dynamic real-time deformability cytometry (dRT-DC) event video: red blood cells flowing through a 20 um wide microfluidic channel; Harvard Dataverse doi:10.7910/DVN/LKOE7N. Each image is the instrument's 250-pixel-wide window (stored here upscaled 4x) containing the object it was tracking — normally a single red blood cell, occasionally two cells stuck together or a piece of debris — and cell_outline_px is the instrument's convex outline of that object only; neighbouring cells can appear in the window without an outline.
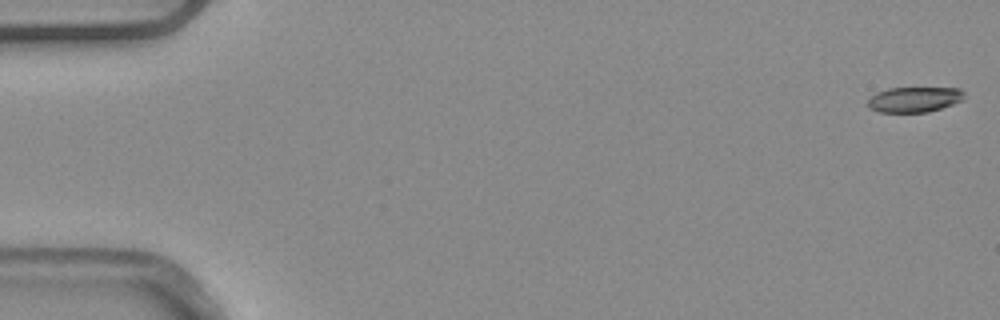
{"species": "common noctule bat (a hibernating species)", "species_latin": "Nyctalus noctula", "temperature_condition": "warm", "stored_images_in_passage": 4, "camera_frame_rate_fps": 3000, "um_per_image_px": 0.085, "animal": {"sex": "male", "body_mass_g": 20.4}, "frame": {"image": 1, "passage_image": 1, "time_ms": 0.0, "image_size_px": [1000, 320], "cell_outline_px": [[964, 100], [928, 112], [880, 112], [868, 108], [868, 100], [876, 92], [888, 88], [960, 88], [964, 92]], "centroid_in_image_um": [77.71, 8.45], "position_along_channel_um": 7.3, "area_um2": 14.22}}